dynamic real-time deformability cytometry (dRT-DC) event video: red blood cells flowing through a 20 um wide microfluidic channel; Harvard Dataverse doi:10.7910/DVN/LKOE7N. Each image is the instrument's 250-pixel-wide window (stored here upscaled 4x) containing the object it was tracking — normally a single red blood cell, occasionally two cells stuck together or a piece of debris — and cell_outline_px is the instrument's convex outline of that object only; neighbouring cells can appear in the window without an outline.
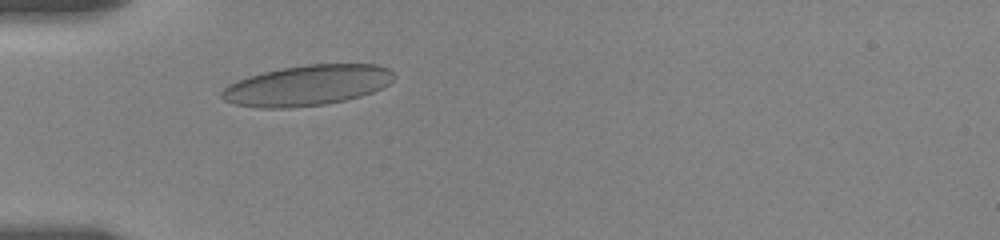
{"species": "human", "species_latin": "Homo sapiens", "temperature_condition": "room temperature", "stored_images_in_passage": 2, "camera_frame_rate_fps": 3000, "um_per_image_px": 0.085, "donor": {"sex": "female"}, "frame": {"image": 1, "passage_image": 1, "time_ms": 0.0, "image_size_px": [1000, 240], "cell_outline_px": [[396, 76], [388, 84], [372, 92], [360, 96], [344, 100], [324, 104], [288, 108], [264, 108], [236, 104], [224, 100], [220, 96], [220, 92], [228, 84], [236, 80], [248, 76], [280, 68], [308, 64], [376, 64], [388, 68]], "centroid_in_image_um": [26.09, 7.25], "position_along_channel_um": 58.9, "area_um2": 40.52}}